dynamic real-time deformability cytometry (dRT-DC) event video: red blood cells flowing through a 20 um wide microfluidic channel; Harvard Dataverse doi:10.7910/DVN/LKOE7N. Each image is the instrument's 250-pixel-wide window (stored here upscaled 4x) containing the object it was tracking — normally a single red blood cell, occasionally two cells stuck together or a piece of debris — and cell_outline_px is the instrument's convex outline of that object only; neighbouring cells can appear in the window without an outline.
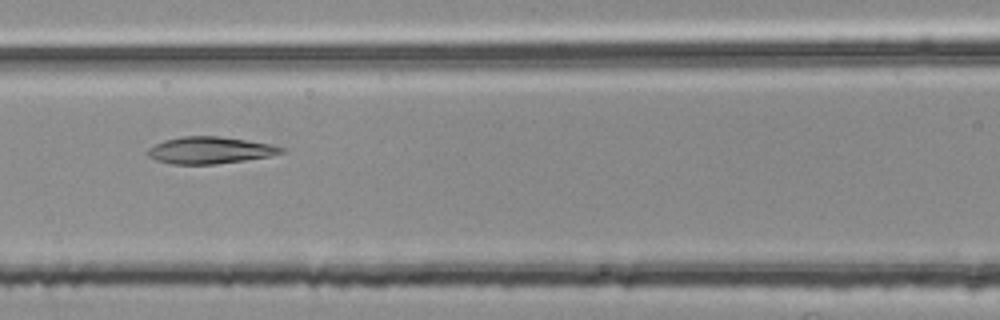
{"species": "common noctule bat (a hibernating species)", "species_latin": "Nyctalus noctula", "temperature_condition": "room temperature", "stored_images_in_passage": 53, "camera_frame_rate_fps": 3000, "um_per_image_px": 0.085, "animal": {"sex": "female", "body_mass_g": 25.1}, "frame": {"image": 1, "passage_image": 23, "time_ms": 7.333, "image_size_px": [1000, 320], "cell_outline_px": [[284, 152], [272, 156], [216, 164], [172, 164], [156, 160], [148, 156], [144, 152], [148, 148], [164, 140], [180, 136], [220, 136], [268, 144], [284, 148]], "centroid_in_image_um": [17.79, 12.77], "position_along_channel_um": 148.8, "area_um2": 20.87}}
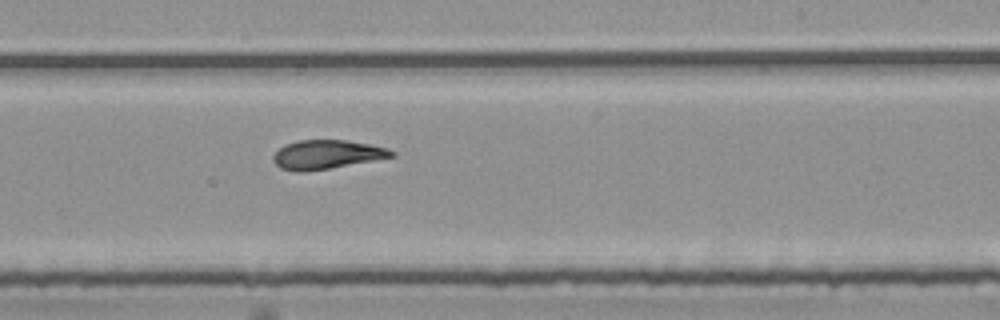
{"frame": {"image": 2, "passage_image": 32, "time_ms": 10.333, "image_size_px": [1000, 320], "cell_outline_px": [[396, 156], [328, 168], [304, 172], [296, 172], [280, 168], [272, 160], [272, 156], [284, 144], [296, 140], [348, 140], [388, 148], [396, 152]], "centroid_in_image_um": [27.75, 13.12], "position_along_channel_um": 261.3, "area_um2": 19.94}}
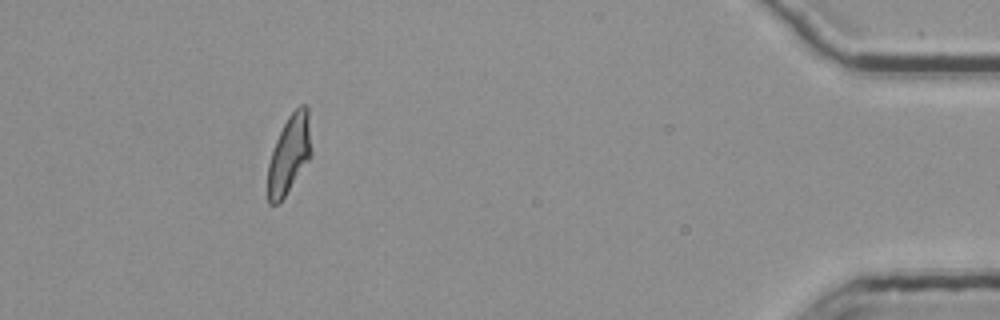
{"frame": {"image": 3, "passage_image": 49, "time_ms": 16.0, "image_size_px": [1000, 320], "cell_outline_px": [[312, 156], [284, 196], [276, 204], [268, 204], [268, 164], [276, 140], [288, 116], [300, 104], [304, 104], [308, 108], [312, 152]], "centroid_in_image_um": [24.61, 13.08], "position_along_channel_um": 410.6, "area_um2": 19.71}, "authors_computed_cell_mechanics": {"area_um2": 20.808, "velocity_mm_per_s": 3.76, "shape_relaxation_time_tau1_ms": null, "shape_relaxation_time_tau2_ms": 3.1179, "deformation_change_tau1": null, "deformation_change_tau2": 0.1166}}